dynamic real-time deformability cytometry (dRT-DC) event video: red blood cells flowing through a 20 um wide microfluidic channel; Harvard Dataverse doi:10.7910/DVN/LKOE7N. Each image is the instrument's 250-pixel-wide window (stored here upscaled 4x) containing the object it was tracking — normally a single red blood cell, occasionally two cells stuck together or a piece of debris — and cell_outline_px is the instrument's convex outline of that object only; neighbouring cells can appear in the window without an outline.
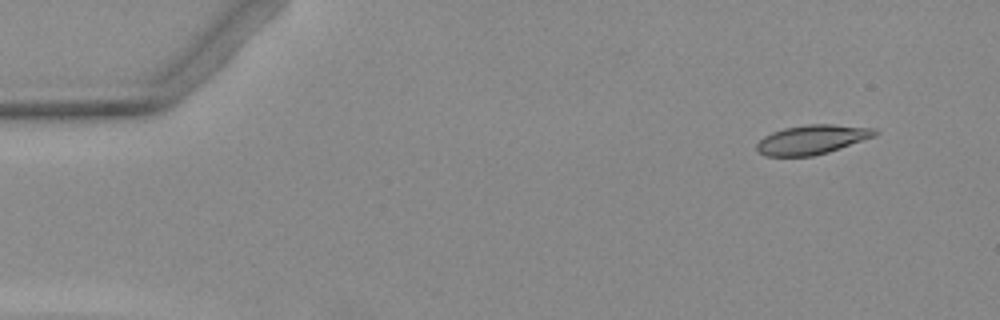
{"species": "Egyptian fruit bat (a non-hibernating species)", "species_latin": "Rousettus aegyptiacus", "temperature_condition": "warm", "stored_images_in_passage": 4, "camera_frame_rate_fps": 3000, "um_per_image_px": 0.085, "animal": {"sex": "female"}, "frame": {"image": 1, "passage_image": 1, "time_ms": 0.0, "image_size_px": [1000, 320], "cell_outline_px": [[880, 132], [876, 136], [828, 152], [812, 156], [764, 156], [756, 148], [756, 144], [764, 136], [772, 132], [784, 128], [808, 124], [832, 124], [876, 128]], "centroid_in_image_um": [69.05, 11.86], "position_along_channel_um": 15.9, "area_um2": 20.23}}
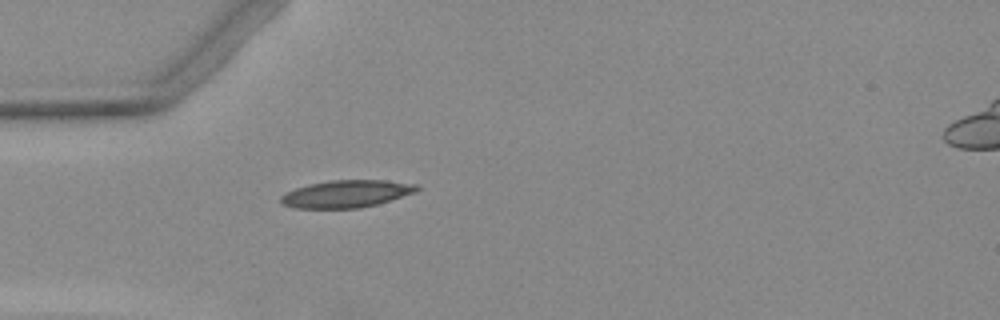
{"frame": {"image": 2, "passage_image": 4, "time_ms": 3.667, "image_size_px": [1000, 320], "cell_outline_px": [[420, 188], [416, 192], [392, 200], [360, 208], [296, 208], [280, 204], [280, 196], [284, 192], [308, 184], [328, 180], [388, 180], [420, 184]], "centroid_in_image_um": [29.45, 16.47], "position_along_channel_um": 55.5, "area_um2": 22.02}}